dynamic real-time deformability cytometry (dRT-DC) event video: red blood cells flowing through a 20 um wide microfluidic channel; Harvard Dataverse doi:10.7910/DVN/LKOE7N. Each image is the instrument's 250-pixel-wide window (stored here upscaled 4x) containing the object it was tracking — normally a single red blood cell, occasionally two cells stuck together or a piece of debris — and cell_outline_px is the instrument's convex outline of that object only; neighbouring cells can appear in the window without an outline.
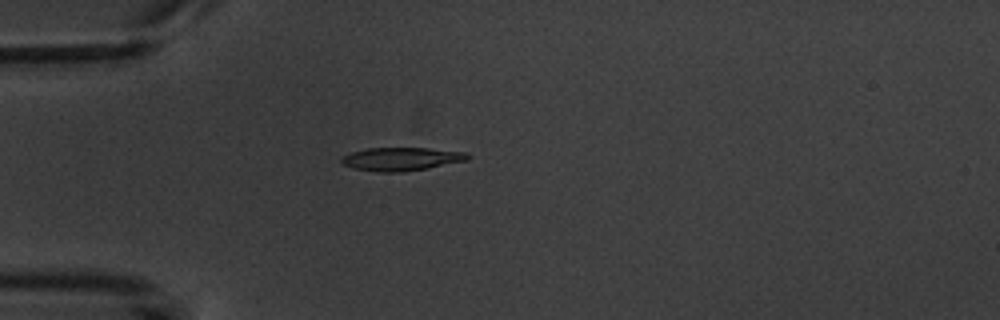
{"species": "common noctule bat (a hibernating species)", "species_latin": "Nyctalus noctula", "temperature_condition": "warm", "stored_images_in_passage": 4, "camera_frame_rate_fps": 3000, "um_per_image_px": 0.085, "animal": {"sex": "male", "body_mass_g": 20.1, "forearm_length_mm": 53.5}, "frame": {"image": 1, "passage_image": 4, "time_ms": 3.333, "image_size_px": [1000, 320], "cell_outline_px": [[472, 156], [468, 160], [428, 168], [400, 172], [380, 172], [356, 168], [344, 164], [340, 160], [340, 156], [352, 152], [368, 148], [428, 148], [468, 152]], "centroid_in_image_um": [34.16, 13.5], "position_along_channel_um": 50.8, "area_um2": 17.11}}